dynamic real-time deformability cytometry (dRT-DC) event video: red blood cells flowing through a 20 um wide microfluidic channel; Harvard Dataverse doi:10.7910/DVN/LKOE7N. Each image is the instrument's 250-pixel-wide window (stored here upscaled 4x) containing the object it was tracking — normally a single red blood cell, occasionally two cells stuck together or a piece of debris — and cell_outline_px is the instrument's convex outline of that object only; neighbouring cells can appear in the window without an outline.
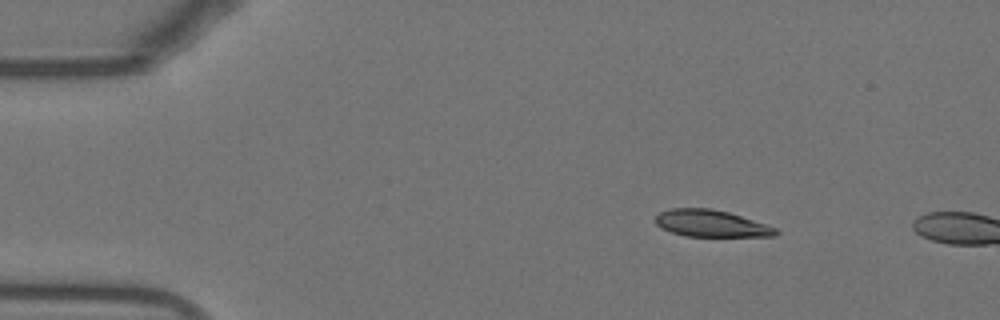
{"species": "Egyptian fruit bat (a non-hibernating species)", "species_latin": "Rousettus aegyptiacus", "temperature_condition": "warm", "stored_images_in_passage": 3, "camera_frame_rate_fps": 3000, "um_per_image_px": 0.085, "animal": {"sex": "female"}, "frame": {"image": 1, "passage_image": 1, "time_ms": 0.0, "image_size_px": [1000, 320], "cell_outline_px": [[780, 232], [776, 236], [684, 236], [660, 228], [656, 224], [656, 216], [660, 212], [672, 208], [712, 208], [728, 212], [768, 224], [776, 228]], "centroid_in_image_um": [60.47, 18.99], "position_along_channel_um": 24.5, "area_um2": 18.9}}